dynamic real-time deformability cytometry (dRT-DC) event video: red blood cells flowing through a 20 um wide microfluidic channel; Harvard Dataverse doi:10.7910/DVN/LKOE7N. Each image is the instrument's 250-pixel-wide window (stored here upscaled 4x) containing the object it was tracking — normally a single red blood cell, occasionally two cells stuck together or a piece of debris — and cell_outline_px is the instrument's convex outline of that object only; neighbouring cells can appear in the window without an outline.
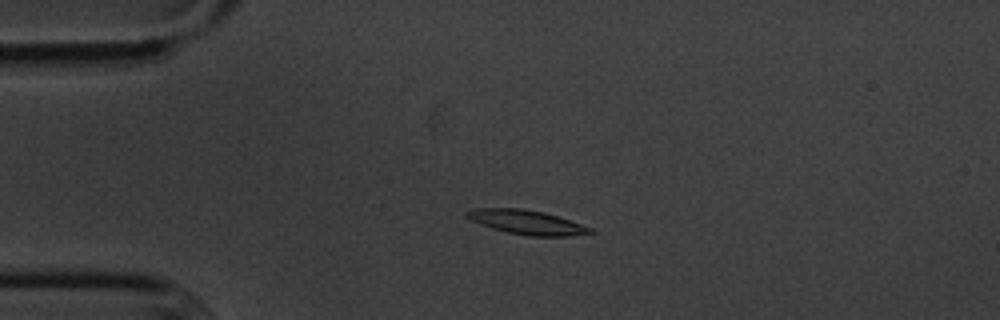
{"species": "common noctule bat (a hibernating species)", "species_latin": "Nyctalus noctula", "temperature_condition": "cold", "stored_images_in_passage": 4, "camera_frame_rate_fps": 3000, "um_per_image_px": 0.085, "animal": {"sex": "male", "body_mass_g": 20.1, "forearm_length_mm": 53.5}, "frame": {"image": 1, "passage_image": 3, "time_ms": 2.333, "image_size_px": [1000, 320], "cell_outline_px": [[596, 232], [568, 236], [528, 236], [508, 232], [492, 228], [480, 224], [464, 216], [464, 212], [476, 208], [520, 208], [544, 212], [592, 228]], "centroid_in_image_um": [44.74, 18.89], "position_along_channel_um": 40.3, "area_um2": 17.28}}